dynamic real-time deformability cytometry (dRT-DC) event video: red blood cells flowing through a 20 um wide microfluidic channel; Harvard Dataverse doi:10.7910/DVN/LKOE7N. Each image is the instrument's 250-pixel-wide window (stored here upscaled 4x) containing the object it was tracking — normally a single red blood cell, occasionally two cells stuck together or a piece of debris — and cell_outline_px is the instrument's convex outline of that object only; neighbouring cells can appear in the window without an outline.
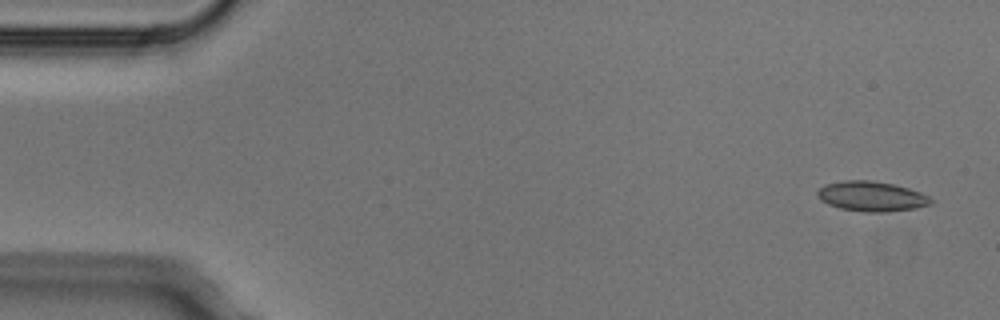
{"species": "Egyptian fruit bat (a non-hibernating species)", "species_latin": "Rousettus aegyptiacus", "temperature_condition": "cold", "stored_images_in_passage": 4, "camera_frame_rate_fps": 3000, "um_per_image_px": 0.085, "animal": {"sex": "male"}, "frame": {"image": 1, "passage_image": 1, "time_ms": 0.0, "image_size_px": [1000, 320], "cell_outline_px": [[936, 200], [932, 204], [916, 208], [888, 212], [864, 212], [840, 208], [828, 204], [820, 200], [816, 196], [816, 192], [824, 184], [844, 180], [872, 180], [892, 184], [908, 188], [920, 192]], "centroid_in_image_um": [74.08, 16.69], "position_along_channel_um": 10.9, "area_um2": 20.06}}